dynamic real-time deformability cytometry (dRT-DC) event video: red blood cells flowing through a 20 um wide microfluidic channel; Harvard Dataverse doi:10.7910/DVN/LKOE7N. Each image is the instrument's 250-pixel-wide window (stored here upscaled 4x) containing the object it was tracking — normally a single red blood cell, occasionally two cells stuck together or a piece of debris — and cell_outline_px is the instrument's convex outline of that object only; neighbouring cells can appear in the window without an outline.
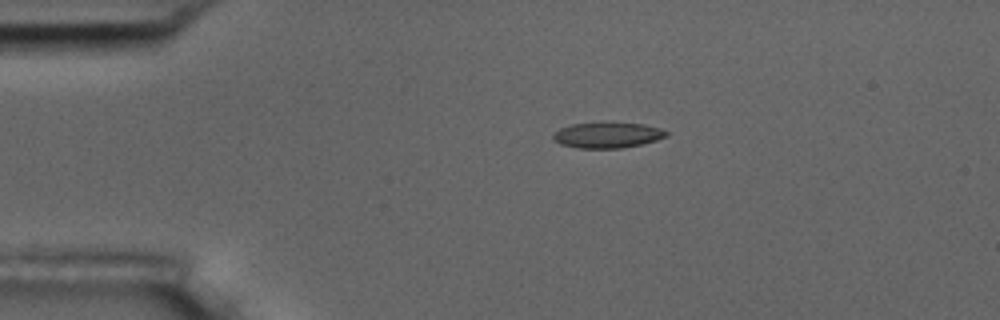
{"species": "common noctule bat (a hibernating species)", "species_latin": "Nyctalus noctula", "temperature_condition": "room temperature", "stored_images_in_passage": 46, "camera_frame_rate_fps": 3000, "um_per_image_px": 0.085, "animal": {"sex": "male", "body_mass_g": 17.5, "forearm_length_mm": 52.3}, "frame": {"image": 1, "passage_image": 1, "time_ms": 0.0, "image_size_px": [1000, 320], "cell_outline_px": [[668, 136], [656, 140], [640, 144], [620, 148], [576, 148], [560, 144], [552, 140], [552, 136], [560, 128], [572, 124], [600, 120], [612, 120], [644, 124], [660, 128], [668, 132]], "centroid_in_image_um": [51.61, 11.43], "position_along_channel_um": 33.4, "area_um2": 17.69}}
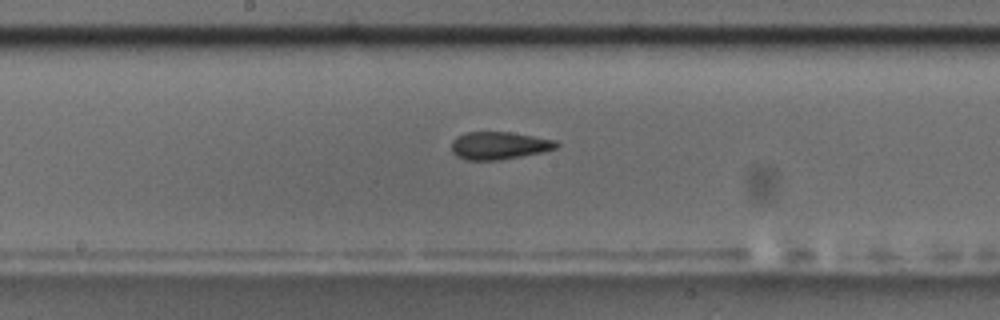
{"frame": {"image": 2, "passage_image": 19, "time_ms": 6.0, "image_size_px": [1000, 320], "cell_outline_px": [[560, 144], [556, 148], [544, 152], [500, 160], [464, 160], [456, 156], [452, 152], [452, 140], [456, 136], [464, 132], [508, 132], [556, 140]], "centroid_in_image_um": [42.4, 12.38], "position_along_channel_um": 205.8, "area_um2": 17.05}}
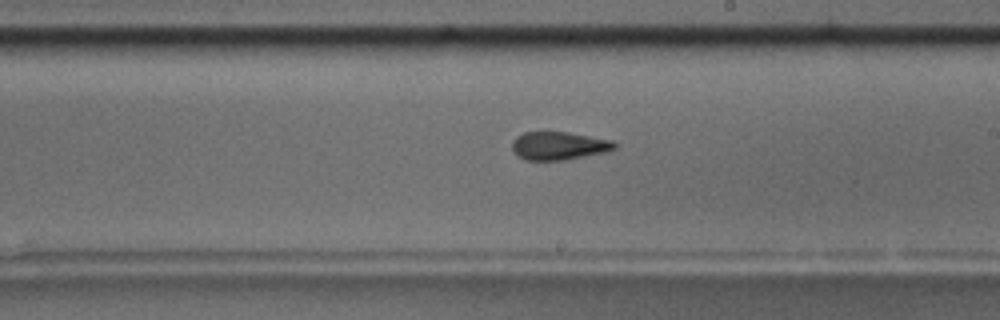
{"frame": {"image": 3, "passage_image": 22, "time_ms": 7.0, "image_size_px": [1000, 320], "cell_outline_px": [[616, 148], [608, 152], [564, 160], [528, 160], [516, 156], [512, 148], [512, 140], [516, 136], [524, 132], [568, 132], [612, 140], [616, 144]], "centroid_in_image_um": [47.49, 12.39], "position_along_channel_um": 241.5, "area_um2": 16.94}, "authors_computed_cell_mechanics": {"area_um2": 17.0221, "velocity_mm_per_s": 3.5917, "shape_relaxation_time_tau1_ms": 11.2481, "shape_relaxation_time_tau2_ms": 2.4477, "deformation_change_tau1": 0.2259, "deformation_change_tau2": 0.1046}}